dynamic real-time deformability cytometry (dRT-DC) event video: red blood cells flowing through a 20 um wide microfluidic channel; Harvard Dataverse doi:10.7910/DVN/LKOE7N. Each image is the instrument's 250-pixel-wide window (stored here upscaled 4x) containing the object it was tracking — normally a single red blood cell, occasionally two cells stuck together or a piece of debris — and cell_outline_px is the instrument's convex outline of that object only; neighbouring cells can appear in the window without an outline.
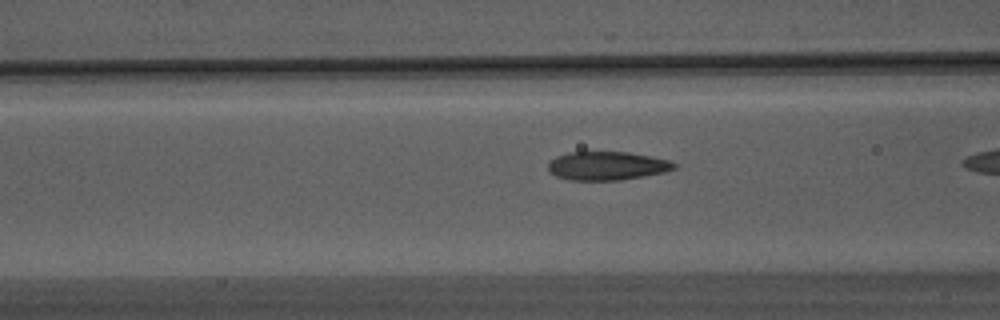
{"species": "Egyptian fruit bat (a non-hibernating species)", "species_latin": "Rousettus aegyptiacus", "temperature_condition": "warm", "stored_images_in_passage": 15, "camera_frame_rate_fps": 3000, "um_per_image_px": 0.085, "animal": {"sex": "male"}, "frame": {"image": 1, "passage_image": 13, "time_ms": 4.0, "image_size_px": [1000, 320], "cell_outline_px": [[676, 168], [664, 172], [644, 176], [620, 180], [568, 180], [556, 176], [548, 172], [548, 164], [556, 156], [568, 152], [628, 152], [668, 160], [676, 164]], "centroid_in_image_um": [51.56, 14.1], "position_along_channel_um": 115.0, "area_um2": 20.92}}